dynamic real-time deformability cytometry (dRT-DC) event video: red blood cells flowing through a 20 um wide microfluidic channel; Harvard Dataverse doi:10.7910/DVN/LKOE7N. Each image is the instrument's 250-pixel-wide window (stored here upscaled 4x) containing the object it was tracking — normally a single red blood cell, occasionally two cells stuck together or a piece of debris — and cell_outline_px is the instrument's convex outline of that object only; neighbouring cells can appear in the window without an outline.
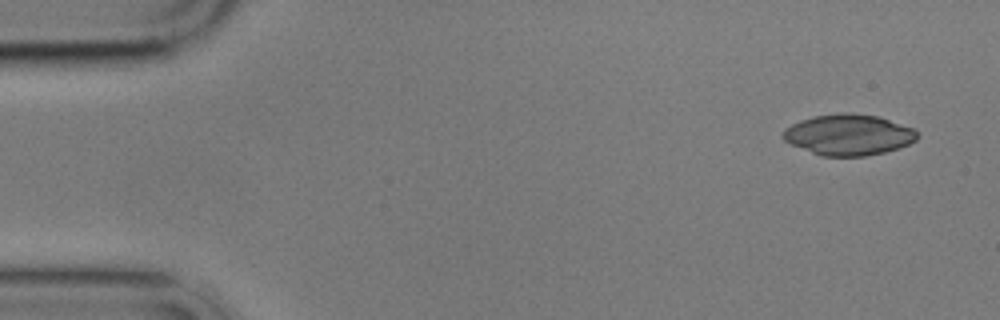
{"species": "common noctule bat (a hibernating species)", "species_latin": "Nyctalus noctula", "temperature_condition": "cold", "stored_images_in_passage": 4, "camera_frame_rate_fps": 3000, "um_per_image_px": 0.085, "animal": {"sex": "male", "body_mass_g": 17.9}, "frame": {"image": 1, "passage_image": 1, "time_ms": 0.0, "image_size_px": [1000, 320], "cell_outline_px": [[920, 136], [916, 140], [908, 144], [884, 152], [864, 156], [820, 156], [792, 144], [784, 140], [780, 136], [784, 128], [800, 120], [812, 116], [876, 116], [912, 128]], "centroid_in_image_um": [72.08, 11.51], "position_along_channel_um": 12.9, "area_um2": 30.87}}